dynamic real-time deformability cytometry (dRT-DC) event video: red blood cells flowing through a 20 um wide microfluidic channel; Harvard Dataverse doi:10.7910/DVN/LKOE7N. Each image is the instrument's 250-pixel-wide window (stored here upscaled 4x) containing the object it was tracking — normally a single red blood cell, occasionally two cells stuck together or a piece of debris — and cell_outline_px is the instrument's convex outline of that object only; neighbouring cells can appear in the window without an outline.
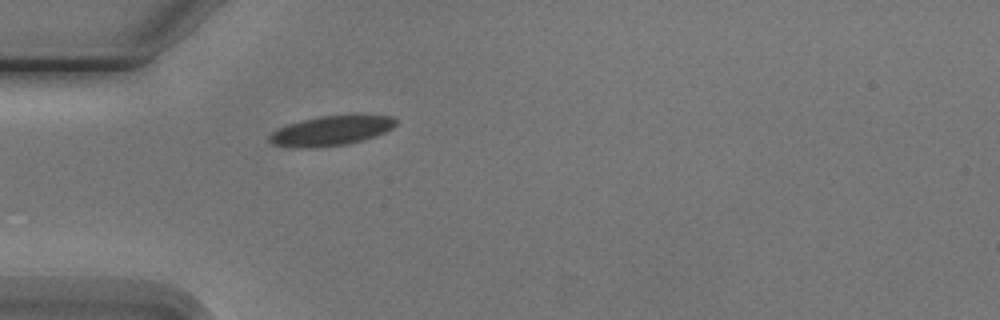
{"species": "Egyptian fruit bat (a non-hibernating species)", "species_latin": "Rousettus aegyptiacus", "temperature_condition": "cold", "stored_images_in_passage": 1, "camera_frame_rate_fps": 3000, "um_per_image_px": 0.085, "animal": {"sex": "male"}, "frame": {"image": 1, "passage_image": 1, "time_ms": 0.0, "image_size_px": [1000, 320], "cell_outline_px": [[396, 124], [392, 128], [376, 136], [364, 140], [348, 144], [312, 148], [296, 148], [272, 144], [268, 140], [268, 136], [272, 132], [288, 124], [300, 120], [320, 116], [352, 112], [360, 112], [392, 116], [396, 120]], "centroid_in_image_um": [28.21, 11.06], "position_along_channel_um": 56.8, "area_um2": 22.89}}